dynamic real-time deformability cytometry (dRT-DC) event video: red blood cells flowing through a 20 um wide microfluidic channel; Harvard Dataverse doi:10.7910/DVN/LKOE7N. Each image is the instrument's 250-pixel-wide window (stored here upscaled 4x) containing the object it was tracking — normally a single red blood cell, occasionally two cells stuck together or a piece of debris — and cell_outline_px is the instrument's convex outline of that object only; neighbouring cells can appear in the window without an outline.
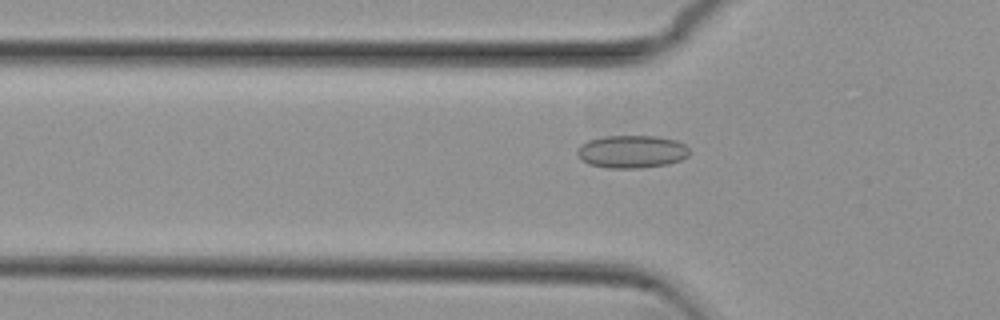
{"species": "common noctule bat (a hibernating species)", "species_latin": "Nyctalus noctula", "temperature_condition": "cold", "stored_images_in_passage": 54, "camera_frame_rate_fps": 3000, "um_per_image_px": 0.085, "animal": {"sex": "female", "body_mass_g": 29.2, "forearm_length_mm": 56.3}, "frame": {"image": 1, "passage_image": 17, "time_ms": 5.333, "image_size_px": [1000, 320], "cell_outline_px": [[692, 152], [688, 156], [680, 160], [668, 164], [640, 168], [608, 168], [588, 164], [580, 160], [576, 152], [580, 144], [588, 140], [604, 136], [656, 136], [676, 140], [684, 144]], "centroid_in_image_um": [53.69, 12.89], "position_along_channel_um": 72.1, "area_um2": 21.68}}
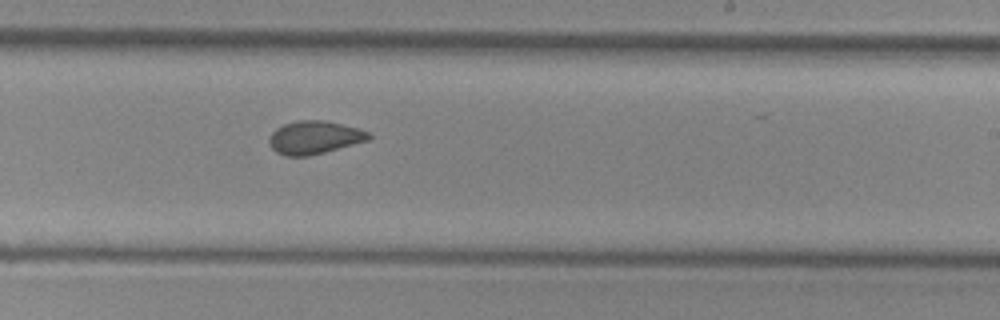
{"frame": {"image": 2, "passage_image": 32, "time_ms": 10.333, "image_size_px": [1000, 320], "cell_outline_px": [[372, 136], [368, 140], [324, 152], [308, 156], [284, 156], [276, 152], [268, 144], [268, 136], [276, 128], [284, 124], [300, 120], [324, 120], [356, 128], [368, 132]], "centroid_in_image_um": [26.66, 11.69], "position_along_channel_um": 262.3, "area_um2": 19.07}}
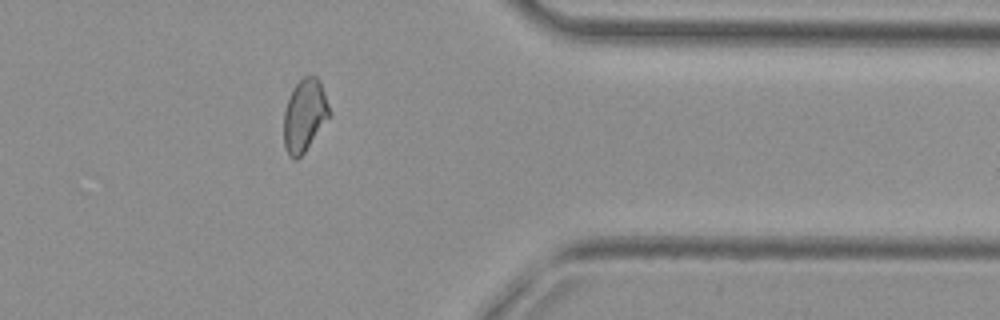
{"frame": {"image": 3, "passage_image": 43, "time_ms": 14.0, "image_size_px": [1000, 320], "cell_outline_px": [[332, 112], [304, 152], [296, 160], [292, 160], [288, 156], [284, 148], [284, 112], [292, 88], [304, 76], [316, 76], [320, 80]], "centroid_in_image_um": [25.88, 9.8], "position_along_channel_um": 385.5, "area_um2": 19.25}, "authors_computed_cell_mechanics": {"area_um2": 19.5942, "velocity_mm_per_s": 3.796, "shape_relaxation_time_tau1_ms": null, "shape_relaxation_time_tau2_ms": 2.6584, "deformation_change_tau1": null, "deformation_change_tau2": 0.0797}}